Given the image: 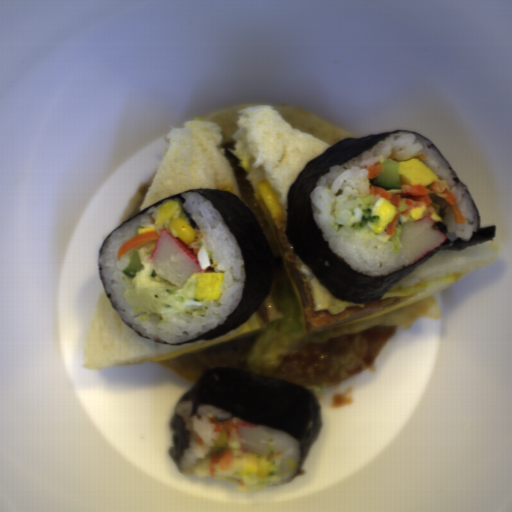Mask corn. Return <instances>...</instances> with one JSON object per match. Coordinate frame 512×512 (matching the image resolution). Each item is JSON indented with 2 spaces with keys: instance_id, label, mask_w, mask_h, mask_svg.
Returning <instances> with one entry per match:
<instances>
[{
  "instance_id": "51d56268",
  "label": "corn",
  "mask_w": 512,
  "mask_h": 512,
  "mask_svg": "<svg viewBox=\"0 0 512 512\" xmlns=\"http://www.w3.org/2000/svg\"><path fill=\"white\" fill-rule=\"evenodd\" d=\"M274 465L263 455L257 453H244L238 474L245 479L266 481Z\"/></svg>"
},
{
  "instance_id": "f1292c28",
  "label": "corn",
  "mask_w": 512,
  "mask_h": 512,
  "mask_svg": "<svg viewBox=\"0 0 512 512\" xmlns=\"http://www.w3.org/2000/svg\"><path fill=\"white\" fill-rule=\"evenodd\" d=\"M168 229L171 235L178 237L184 245H189L196 238L190 221L181 216L173 218Z\"/></svg>"
}]
</instances>
